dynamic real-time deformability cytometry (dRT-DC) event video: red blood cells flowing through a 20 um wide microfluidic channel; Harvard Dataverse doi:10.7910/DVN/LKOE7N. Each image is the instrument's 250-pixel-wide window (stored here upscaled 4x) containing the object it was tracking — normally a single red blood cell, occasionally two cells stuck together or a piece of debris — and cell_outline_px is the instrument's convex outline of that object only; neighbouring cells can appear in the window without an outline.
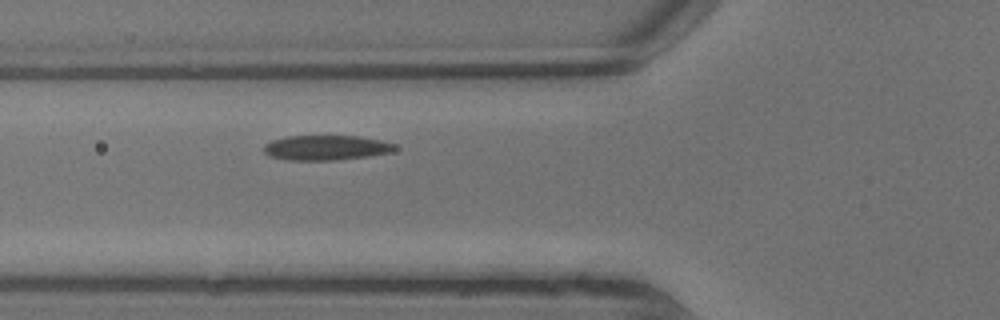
{"species": "common noctule bat (a hibernating species)", "species_latin": "Nyctalus noctula", "temperature_condition": "warm", "stored_images_in_passage": 2, "camera_frame_rate_fps": 3000, "um_per_image_px": 0.085, "animal": {"sex": "male", "body_mass_g": 13.3}, "frame": {"image": 1, "passage_image": 2, "time_ms": 0.333, "image_size_px": [1000, 320], "cell_outline_px": [[396, 148], [392, 152], [368, 156], [336, 160], [288, 160], [268, 156], [264, 152], [264, 144], [272, 140], [288, 136], [360, 136], [380, 140], [396, 144]], "centroid_in_image_um": [27.71, 12.55], "position_along_channel_um": 98.1, "area_um2": 19.07}}